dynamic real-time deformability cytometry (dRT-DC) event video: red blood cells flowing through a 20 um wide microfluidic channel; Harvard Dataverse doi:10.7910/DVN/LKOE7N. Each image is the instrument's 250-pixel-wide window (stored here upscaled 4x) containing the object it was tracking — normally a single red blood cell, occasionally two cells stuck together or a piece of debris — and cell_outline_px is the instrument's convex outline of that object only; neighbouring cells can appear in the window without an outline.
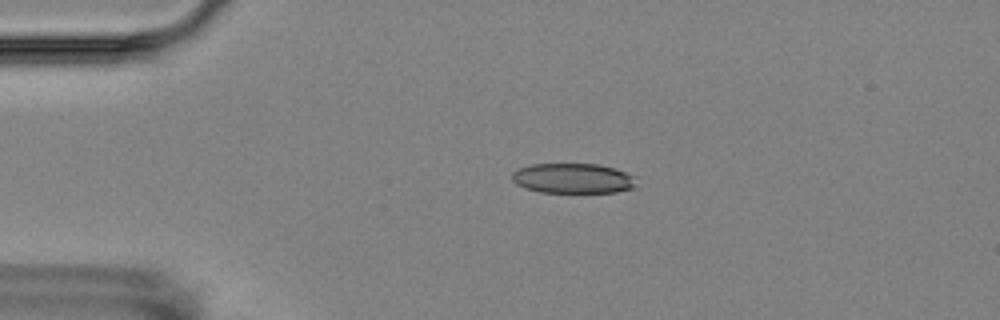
{"species": "Egyptian fruit bat (a non-hibernating species)", "species_latin": "Rousettus aegyptiacus", "temperature_condition": "room temperature", "stored_images_in_passage": 5, "camera_frame_rate_fps": 3000, "um_per_image_px": 0.085, "animal": {"sex": "female"}, "frame": {"image": 1, "passage_image": 4, "time_ms": 3.667, "image_size_px": [1000, 320], "cell_outline_px": [[636, 176], [632, 188], [616, 192], [540, 192], [516, 184], [512, 180], [512, 172], [520, 168], [532, 164], [596, 164], [612, 168]], "centroid_in_image_um": [48.68, 15.16], "position_along_channel_um": 36.3, "area_um2": 21.44}}